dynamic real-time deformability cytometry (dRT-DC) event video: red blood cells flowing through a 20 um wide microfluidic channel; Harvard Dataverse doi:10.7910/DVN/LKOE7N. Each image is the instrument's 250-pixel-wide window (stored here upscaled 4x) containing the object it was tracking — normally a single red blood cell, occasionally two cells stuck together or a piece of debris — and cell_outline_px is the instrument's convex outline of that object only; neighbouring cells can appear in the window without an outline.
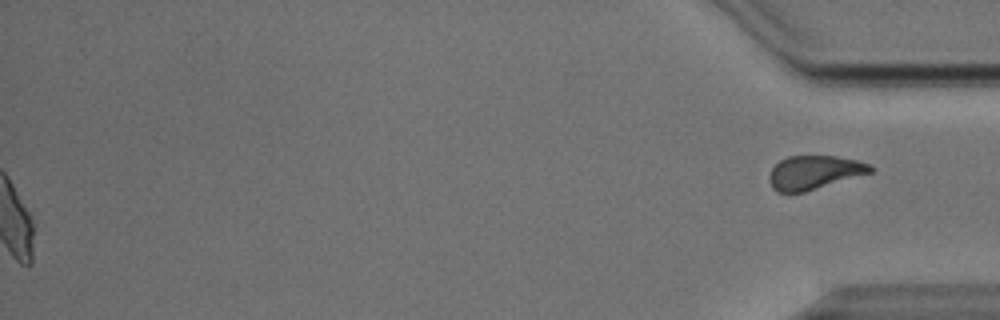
{"species": "Egyptian fruit bat (a non-hibernating species)", "species_latin": "Rousettus aegyptiacus", "temperature_condition": "cold", "stored_images_in_passage": 56, "segment_of_instrument_passage": [2, 2], "camera_frame_rate_fps": 3000, "um_per_image_px": 0.085, "animal": {"sex": "male"}, "frame": {"image": 1, "passage_image": 56, "time_ms": 18.333, "image_size_px": [1000, 320], "cell_outline_px": [[876, 168], [872, 172], [804, 192], [776, 192], [772, 188], [768, 180], [768, 176], [772, 168], [780, 160], [788, 156], [836, 156], [856, 160], [872, 164]], "centroid_in_image_um": [69.21, 14.65], "position_along_channel_um": 366.0, "area_um2": 19.94}}